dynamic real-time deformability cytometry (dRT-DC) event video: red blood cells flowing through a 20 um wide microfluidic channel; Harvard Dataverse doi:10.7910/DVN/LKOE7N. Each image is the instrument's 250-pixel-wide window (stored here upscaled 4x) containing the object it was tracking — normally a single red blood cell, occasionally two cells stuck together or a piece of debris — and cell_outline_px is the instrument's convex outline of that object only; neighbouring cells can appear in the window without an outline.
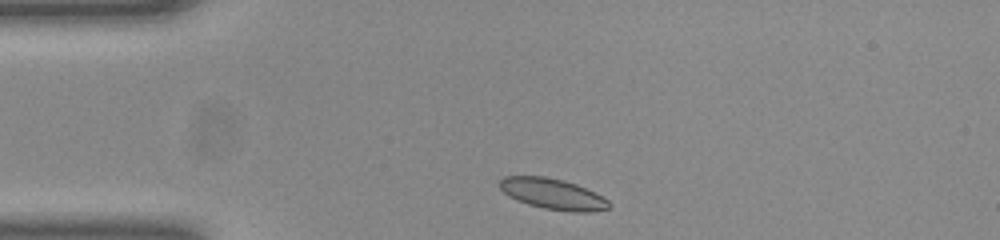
{"species": "common noctule bat (a hibernating species)", "species_latin": "Nyctalus noctula", "temperature_condition": "room temperature", "stored_images_in_passage": 33, "camera_frame_rate_fps": 3000, "um_per_image_px": 0.085, "animal": {"sex": "female", "body_mass_g": 23.0, "forearm_length_mm": 53.4}, "frame": {"image": 1, "passage_image": 2, "time_ms": 0.333, "image_size_px": [1000, 240], "cell_outline_px": [[612, 204], [608, 208], [588, 212], [572, 212], [544, 208], [528, 204], [516, 200], [508, 196], [500, 188], [500, 180], [504, 176], [544, 176], [564, 180], [576, 184], [608, 200]], "centroid_in_image_um": [46.96, 16.48], "position_along_channel_um": 38.0, "area_um2": 19.42}}
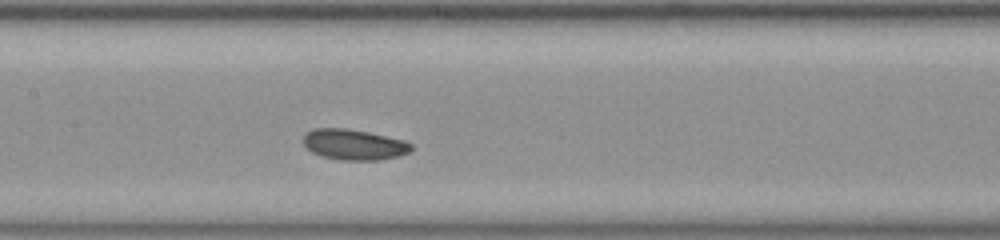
{"frame": {"image": 2, "passage_image": 15, "time_ms": 4.667, "image_size_px": [1000, 240], "cell_outline_px": [[412, 148], [408, 152], [400, 156], [380, 160], [340, 160], [320, 156], [312, 152], [304, 144], [304, 132], [312, 128], [348, 128], [368, 132], [404, 140], [412, 144]], "centroid_in_image_um": [30.07, 12.28], "position_along_channel_um": 177.3, "area_um2": 19.42}}
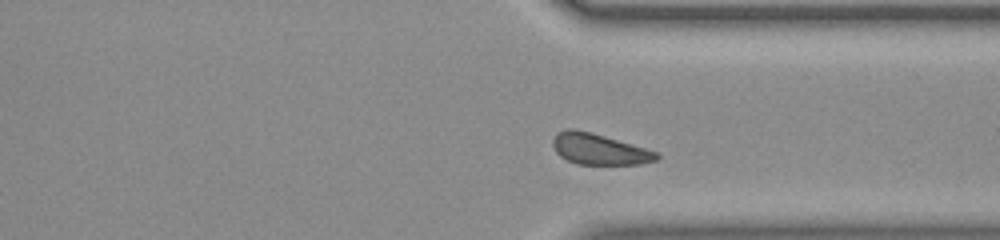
{"frame": {"image": 3, "passage_image": 29, "time_ms": 9.333, "image_size_px": [1000, 240], "cell_outline_px": [[660, 156], [656, 160], [640, 164], [576, 164], [560, 156], [556, 152], [552, 144], [552, 140], [556, 132], [564, 128], [572, 128], [592, 132], [644, 148], [656, 152]], "centroid_in_image_um": [50.86, 12.66], "position_along_channel_um": 360.5, "area_um2": 18.67}, "authors_computed_cell_mechanics": {"area_um2": 19.4208, "velocity_mm_per_s": 3.9185, "shape_relaxation_time_tau1_ms": 1.218, "shape_relaxation_time_tau2_ms": null, "deformation_change_tau1": 0.0632, "deformation_change_tau2": null}}